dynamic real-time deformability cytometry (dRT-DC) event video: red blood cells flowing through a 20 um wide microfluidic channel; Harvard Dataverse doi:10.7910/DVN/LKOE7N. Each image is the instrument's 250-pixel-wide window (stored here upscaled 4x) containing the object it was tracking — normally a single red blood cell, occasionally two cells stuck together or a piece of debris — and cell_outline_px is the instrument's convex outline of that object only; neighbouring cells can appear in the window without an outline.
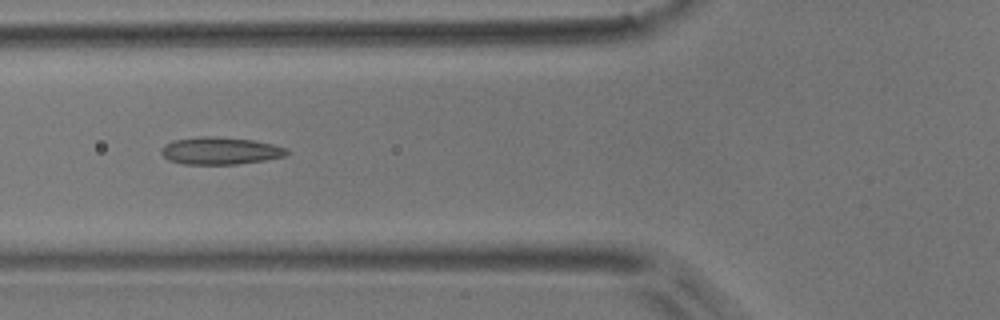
{"species": "common noctule bat (a hibernating species)", "species_latin": "Nyctalus noctula", "temperature_condition": "room temperature", "stored_images_in_passage": 7, "camera_frame_rate_fps": 3000, "um_per_image_px": 0.085, "animal": {"sex": "male", "body_mass_g": 17.9}, "frame": {"image": 1, "passage_image": 6, "time_ms": 6.0, "image_size_px": [1000, 320], "cell_outline_px": [[288, 152], [284, 156], [264, 160], [236, 164], [184, 164], [168, 160], [160, 152], [160, 148], [164, 144], [172, 140], [204, 136], [208, 136], [256, 140], [288, 148]], "centroid_in_image_um": [18.69, 12.81], "position_along_channel_um": 107.1, "area_um2": 20.0}}
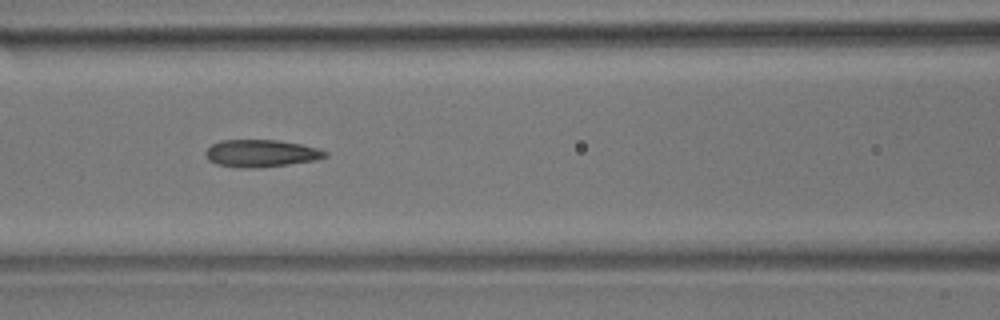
{"frame": {"image": 2, "passage_image": 7, "time_ms": 7.0, "image_size_px": [1000, 320], "cell_outline_px": [[328, 156], [316, 160], [288, 164], [256, 168], [236, 168], [216, 164], [208, 160], [204, 152], [212, 144], [220, 140], [276, 140], [300, 144], [320, 148], [328, 152]], "centroid_in_image_um": [22.18, 13.04], "position_along_channel_um": 144.4, "area_um2": 19.19}}